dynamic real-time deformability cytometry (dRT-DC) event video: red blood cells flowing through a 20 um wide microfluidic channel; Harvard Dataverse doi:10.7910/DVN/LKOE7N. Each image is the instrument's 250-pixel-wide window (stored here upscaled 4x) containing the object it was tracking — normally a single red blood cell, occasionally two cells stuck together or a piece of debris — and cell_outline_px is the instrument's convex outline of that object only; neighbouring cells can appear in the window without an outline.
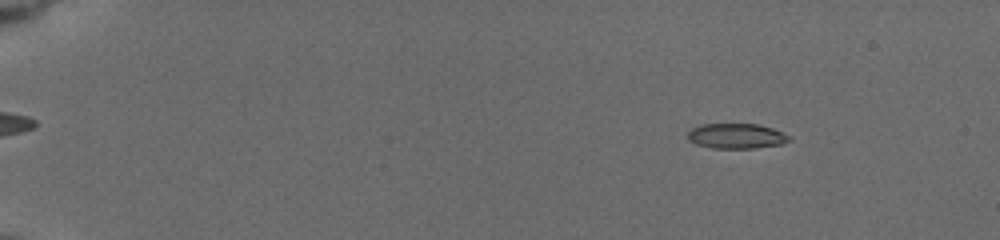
{"species": "common noctule bat (a hibernating species)", "species_latin": "Nyctalus noctula", "temperature_condition": "cold", "stored_images_in_passage": 13, "camera_frame_rate_fps": 3000, "um_per_image_px": 0.085, "animal": {"sex": "female", "body_mass_g": 19.5, "forearm_length_mm": 54.1}, "frame": {"image": 1, "passage_image": 6, "time_ms": 2.0, "image_size_px": [1000, 240], "cell_outline_px": [[792, 140], [780, 144], [756, 148], [712, 148], [696, 144], [688, 140], [688, 132], [692, 128], [700, 124], [760, 124], [772, 128], [792, 136]], "centroid_in_image_um": [62.61, 11.56], "position_along_channel_um": 22.4, "area_um2": 14.97}}
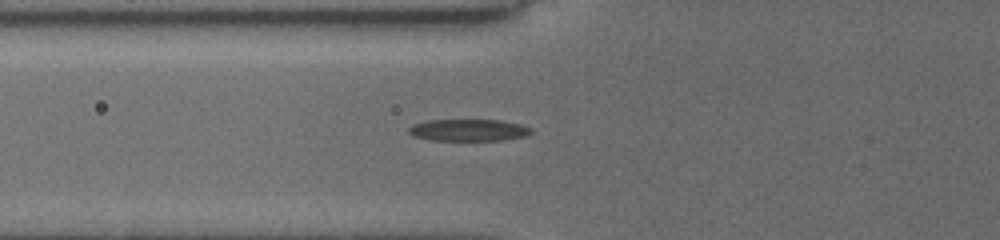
{"frame": {"image": 2, "passage_image": 13, "time_ms": 7.0, "image_size_px": [1000, 240], "cell_outline_px": [[532, 132], [524, 136], [504, 140], [432, 140], [412, 136], [408, 132], [408, 128], [412, 124], [428, 120], [500, 120], [520, 124], [532, 128]], "centroid_in_image_um": [39.8, 11.05], "position_along_channel_um": 86.0, "area_um2": 15.61}}